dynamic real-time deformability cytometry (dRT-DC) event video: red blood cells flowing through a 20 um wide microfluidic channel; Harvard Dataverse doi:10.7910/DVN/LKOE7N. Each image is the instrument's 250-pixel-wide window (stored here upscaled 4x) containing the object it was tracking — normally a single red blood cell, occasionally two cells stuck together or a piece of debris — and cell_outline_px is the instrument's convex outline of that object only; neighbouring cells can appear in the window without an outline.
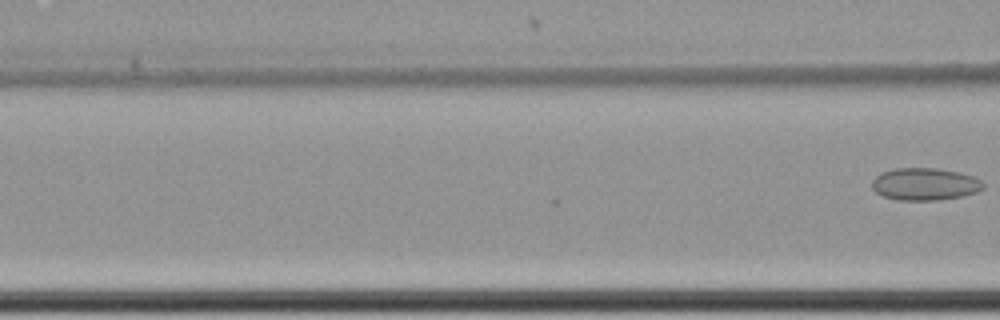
{"species": "common noctule bat (a hibernating species)", "species_latin": "Nyctalus noctula", "temperature_condition": "cold", "stored_images_in_passage": 24, "camera_frame_rate_fps": 3000, "um_per_image_px": 0.085, "animal": {"sex": "female", "body_mass_g": 22.7, "forearm_length_mm": 54.2}, "frame": {"image": 1, "passage_image": 24, "time_ms": 7.667, "image_size_px": [1000, 320], "cell_outline_px": [[984, 188], [976, 192], [960, 196], [940, 200], [896, 200], [884, 196], [876, 192], [872, 188], [872, 180], [880, 172], [896, 168], [936, 168], [960, 172], [972, 176], [980, 180], [984, 184]], "centroid_in_image_um": [78.59, 15.64], "position_along_channel_um": 88.0, "area_um2": 20.98}}